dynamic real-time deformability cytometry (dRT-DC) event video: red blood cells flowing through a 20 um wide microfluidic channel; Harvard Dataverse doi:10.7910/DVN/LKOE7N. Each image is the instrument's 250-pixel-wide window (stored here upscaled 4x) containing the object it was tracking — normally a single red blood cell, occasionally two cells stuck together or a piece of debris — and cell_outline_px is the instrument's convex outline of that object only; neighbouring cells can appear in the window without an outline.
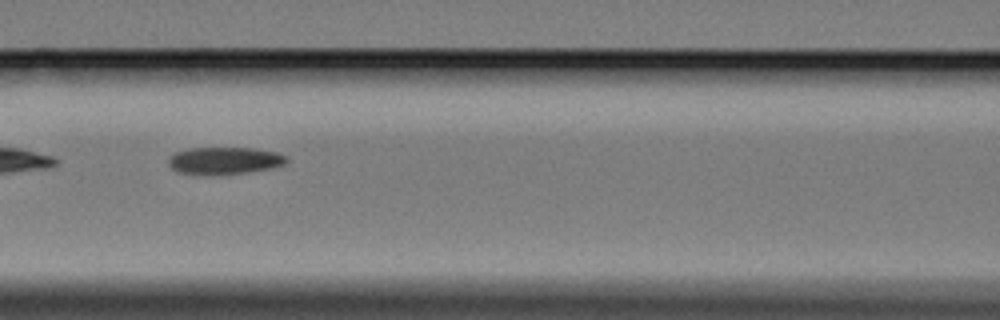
{"species": "Egyptian fruit bat (a non-hibernating species)", "species_latin": "Rousettus aegyptiacus", "temperature_condition": "cold", "stored_images_in_passage": 6, "camera_frame_rate_fps": 3000, "um_per_image_px": 0.085, "animal": {"sex": "female"}, "frame": {"image": 1, "passage_image": 5, "time_ms": 5.333, "image_size_px": [1000, 320], "cell_outline_px": [[288, 160], [284, 164], [272, 168], [248, 172], [216, 176], [180, 172], [172, 168], [168, 164], [168, 156], [176, 152], [188, 148], [252, 148], [276, 152], [288, 156]], "centroid_in_image_um": [19.08, 13.66], "position_along_channel_um": 147.5, "area_um2": 18.96}}